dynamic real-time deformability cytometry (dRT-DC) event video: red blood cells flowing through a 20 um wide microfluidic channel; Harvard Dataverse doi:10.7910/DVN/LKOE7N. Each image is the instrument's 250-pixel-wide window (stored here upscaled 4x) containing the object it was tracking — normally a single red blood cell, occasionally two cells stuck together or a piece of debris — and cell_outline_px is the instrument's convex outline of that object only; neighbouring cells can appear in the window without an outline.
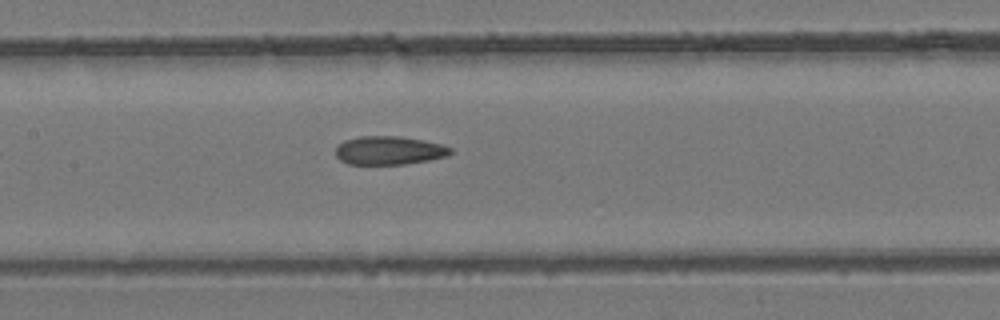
{"species": "common noctule bat (a hibernating species)", "species_latin": "Nyctalus noctula", "temperature_condition": "room temperature", "stored_images_in_passage": 5, "camera_frame_rate_fps": 3000, "um_per_image_px": 0.085, "animal": {"sex": "female", "body_mass_g": 24.6, "forearm_length_mm": 56.2}, "frame": {"image": 1, "passage_image": 5, "time_ms": 1.333, "image_size_px": [1000, 320], "cell_outline_px": [[452, 152], [448, 156], [428, 160], [404, 164], [348, 164], [340, 160], [336, 156], [336, 148], [344, 140], [360, 136], [396, 136], [444, 144], [452, 148]], "centroid_in_image_um": [33.08, 12.79], "position_along_channel_um": 174.3, "area_um2": 19.02}}